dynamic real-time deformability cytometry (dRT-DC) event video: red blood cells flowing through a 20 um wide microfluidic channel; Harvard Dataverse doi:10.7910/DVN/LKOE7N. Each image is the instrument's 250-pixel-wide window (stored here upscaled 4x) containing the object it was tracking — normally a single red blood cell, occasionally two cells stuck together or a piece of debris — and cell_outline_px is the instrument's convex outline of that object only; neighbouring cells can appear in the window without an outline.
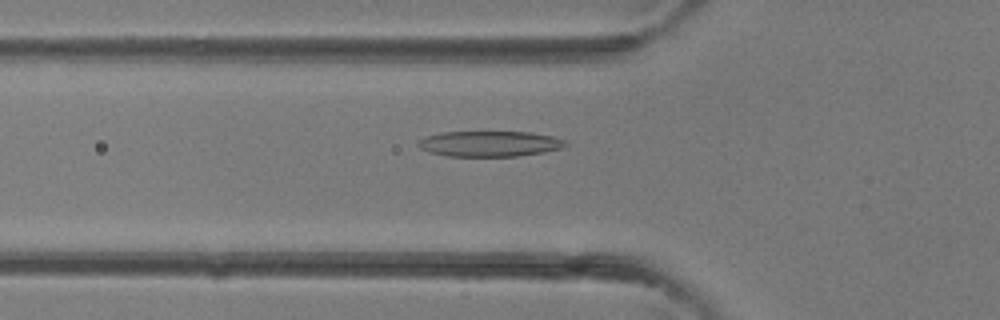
{"species": "common noctule bat (a hibernating species)", "species_latin": "Nyctalus noctula", "temperature_condition": "room temperature", "stored_images_in_passage": 39, "camera_frame_rate_fps": 3000, "um_per_image_px": 0.085, "animal": {"sex": "female"}, "frame": {"image": 1, "passage_image": 14, "time_ms": 4.333, "image_size_px": [1000, 320], "cell_outline_px": [[568, 144], [560, 148], [544, 152], [516, 156], [448, 156], [428, 152], [420, 148], [416, 144], [424, 136], [440, 132], [532, 132], [552, 136], [568, 140]], "centroid_in_image_um": [41.61, 12.21], "position_along_channel_um": 84.2, "area_um2": 22.08}}
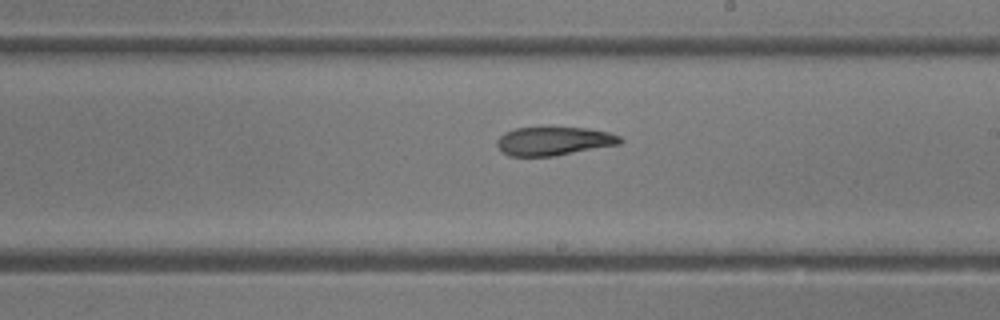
{"frame": {"image": 2, "passage_image": 23, "time_ms": 7.333, "image_size_px": [1000, 320], "cell_outline_px": [[624, 140], [620, 144], [556, 156], [508, 156], [496, 144], [496, 140], [504, 132], [516, 128], [540, 124], [588, 128], [608, 132], [620, 136]], "centroid_in_image_um": [47.07, 11.94], "position_along_channel_um": 241.9, "area_um2": 21.5}}
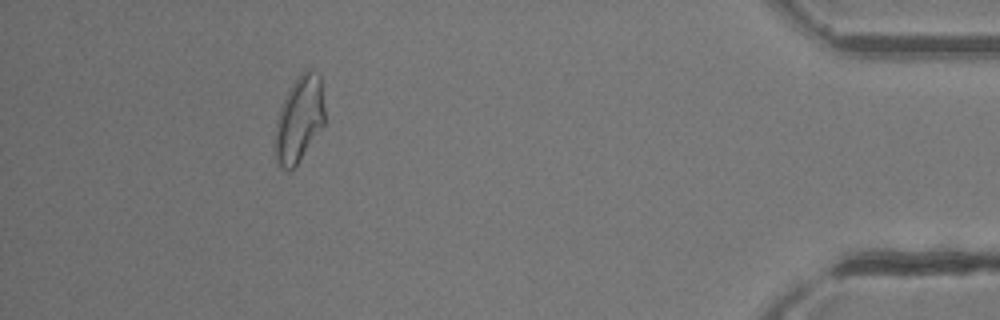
{"frame": {"image": 3, "passage_image": 36, "time_ms": 11.667, "image_size_px": [1000, 320], "cell_outline_px": [[324, 124], [296, 164], [288, 172], [280, 168], [276, 160], [276, 120], [280, 108], [292, 84], [300, 72], [304, 68], [308, 68], [320, 76], [324, 108]], "centroid_in_image_um": [25.43, 10.1], "position_along_channel_um": 409.8, "area_um2": 24.39}}